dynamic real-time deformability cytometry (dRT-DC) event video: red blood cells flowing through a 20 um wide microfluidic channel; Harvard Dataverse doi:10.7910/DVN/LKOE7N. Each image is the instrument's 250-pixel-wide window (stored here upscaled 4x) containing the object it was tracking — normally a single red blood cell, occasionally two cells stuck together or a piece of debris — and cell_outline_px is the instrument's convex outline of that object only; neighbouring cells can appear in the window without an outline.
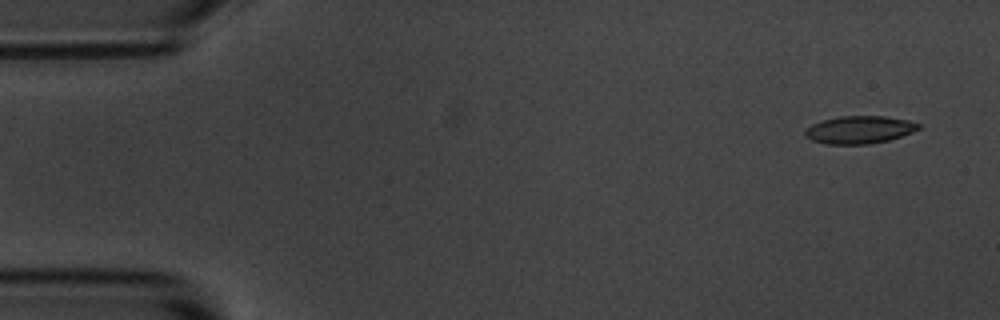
{"species": "common noctule bat (a hibernating species)", "species_latin": "Nyctalus noctula", "temperature_condition": "room temperature", "stored_images_in_passage": 4, "camera_frame_rate_fps": 3000, "um_per_image_px": 0.085, "animal": {"sex": "male", "body_mass_g": 20.1, "forearm_length_mm": 53.5}, "frame": {"image": 1, "passage_image": 1, "time_ms": 0.0, "image_size_px": [1000, 320], "cell_outline_px": [[920, 128], [912, 132], [888, 140], [868, 144], [824, 144], [812, 140], [804, 136], [804, 132], [812, 124], [824, 120], [840, 116], [884, 116], [908, 120], [920, 124]], "centroid_in_image_um": [73.04, 11.03], "position_along_channel_um": 12.0, "area_um2": 18.15}}
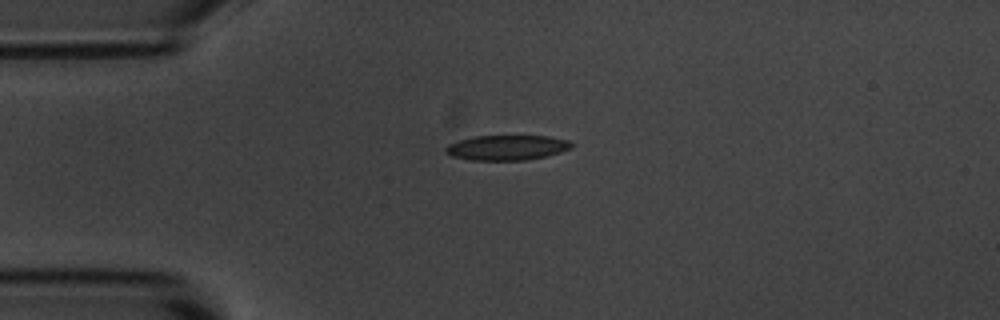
{"frame": {"image": 2, "passage_image": 4, "time_ms": 3.333, "image_size_px": [1000, 320], "cell_outline_px": [[572, 148], [548, 156], [528, 160], [468, 160], [452, 156], [444, 152], [444, 148], [448, 144], [456, 140], [472, 136], [548, 136], [568, 140], [572, 144]], "centroid_in_image_um": [43.04, 12.55], "position_along_channel_um": 42.0, "area_um2": 18.61}}